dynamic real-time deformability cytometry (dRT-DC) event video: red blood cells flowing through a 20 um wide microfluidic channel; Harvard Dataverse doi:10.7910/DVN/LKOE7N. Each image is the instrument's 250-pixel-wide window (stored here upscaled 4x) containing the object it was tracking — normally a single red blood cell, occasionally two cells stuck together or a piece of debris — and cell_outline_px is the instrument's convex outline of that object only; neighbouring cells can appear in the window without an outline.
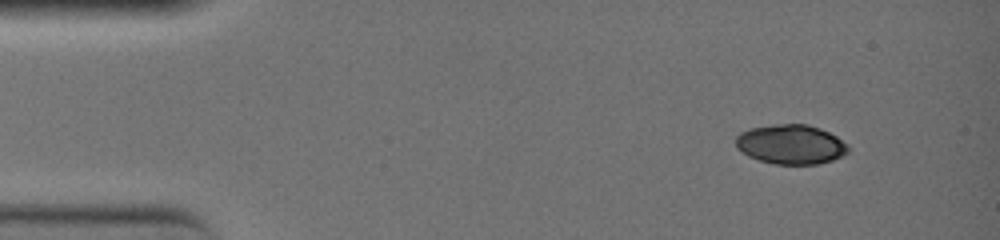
{"species": "common noctule bat (a hibernating species)", "species_latin": "Nyctalus noctula", "temperature_condition": "warm", "stored_images_in_passage": 16, "camera_frame_rate_fps": 3000, "um_per_image_px": 0.085, "animal": {"sex": "female", "body_mass_g": 19.0, "forearm_length_mm": 51.5}, "frame": {"image": 1, "passage_image": 1, "time_ms": 0.0, "image_size_px": [1000, 240], "cell_outline_px": [[848, 152], [832, 160], [816, 164], [776, 164], [760, 160], [748, 156], [736, 148], [736, 136], [740, 132], [748, 128], [776, 124], [808, 124], [820, 128], [836, 136], [848, 144]], "centroid_in_image_um": [67.2, 12.26], "position_along_channel_um": 17.8, "area_um2": 25.89}}
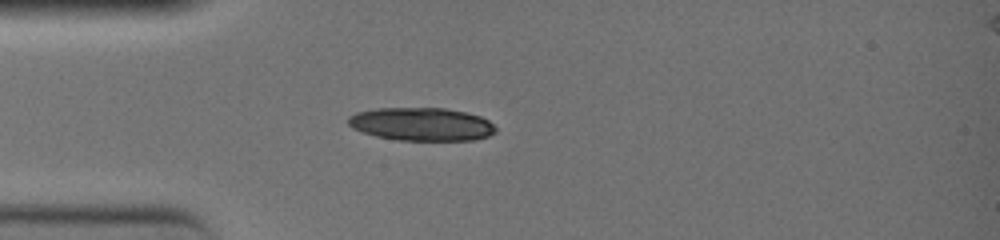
{"frame": {"image": 2, "passage_image": 10, "time_ms": 3.0, "image_size_px": [1000, 240], "cell_outline_px": [[496, 132], [488, 136], [476, 140], [396, 140], [376, 136], [352, 128], [348, 124], [348, 116], [356, 112], [376, 108], [444, 108], [468, 112], [480, 116], [488, 120], [496, 128]], "centroid_in_image_um": [35.84, 10.55], "position_along_channel_um": 49.2, "area_um2": 28.61}}